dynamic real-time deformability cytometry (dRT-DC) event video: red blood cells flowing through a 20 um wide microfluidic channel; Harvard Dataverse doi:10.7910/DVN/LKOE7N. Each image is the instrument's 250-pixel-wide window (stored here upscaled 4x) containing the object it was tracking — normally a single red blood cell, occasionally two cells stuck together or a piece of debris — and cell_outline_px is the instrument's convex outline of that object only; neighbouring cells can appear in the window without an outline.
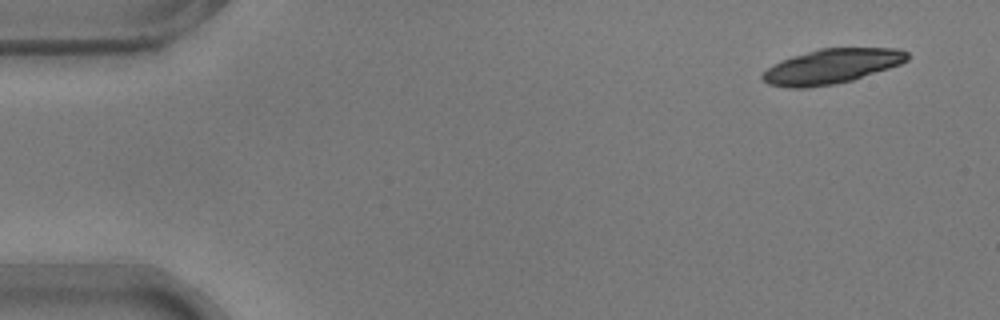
{"species": "common noctule bat (a hibernating species)", "species_latin": "Nyctalus noctula", "temperature_condition": "warm", "stored_images_in_passage": 48, "camera_frame_rate_fps": 3000, "um_per_image_px": 0.085, "animal": {"sex": "male", "body_mass_g": 17.9}, "frame": {"image": 1, "passage_image": 1, "time_ms": 0.0, "image_size_px": [1000, 320], "cell_outline_px": [[908, 60], [900, 64], [852, 80], [832, 84], [808, 88], [788, 88], [768, 84], [760, 76], [772, 64], [780, 60], [792, 56], [820, 48], [896, 48], [908, 52]], "centroid_in_image_um": [70.65, 5.64], "position_along_channel_um": 14.3, "area_um2": 29.19}, "authors_computed_cell_mechanics": {"area_um2": 28.9289, "velocity_mm_per_s": 3.7152, "shape_relaxation_time_tau1_ms": 1.1297, "shape_relaxation_time_tau2_ms": null, "deformation_change_tau1": 0.2757, "deformation_change_tau2": null}}